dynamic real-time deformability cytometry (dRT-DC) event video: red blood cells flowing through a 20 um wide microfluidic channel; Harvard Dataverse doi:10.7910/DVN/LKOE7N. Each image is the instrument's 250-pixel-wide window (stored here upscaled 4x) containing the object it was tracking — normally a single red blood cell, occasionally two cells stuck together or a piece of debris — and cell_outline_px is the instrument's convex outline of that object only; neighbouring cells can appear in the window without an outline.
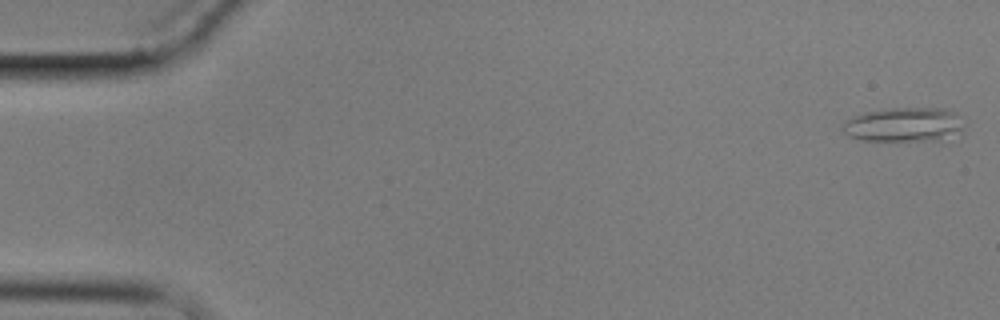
{"species": "common noctule bat (a hibernating species)", "species_latin": "Nyctalus noctula", "temperature_condition": "cold", "stored_images_in_passage": 4, "camera_frame_rate_fps": 3000, "um_per_image_px": 0.085, "animal": {"sex": "male", "body_mass_g": 17.9}, "frame": {"image": 1, "passage_image": 1, "time_ms": 0.0, "image_size_px": [1000, 320], "cell_outline_px": [[964, 136], [940, 144], [860, 140], [848, 136], [844, 132], [844, 120], [864, 112], [884, 108], [948, 108], [956, 112]], "centroid_in_image_um": [76.96, 10.67], "position_along_channel_um": 8.0, "area_um2": 26.07}}